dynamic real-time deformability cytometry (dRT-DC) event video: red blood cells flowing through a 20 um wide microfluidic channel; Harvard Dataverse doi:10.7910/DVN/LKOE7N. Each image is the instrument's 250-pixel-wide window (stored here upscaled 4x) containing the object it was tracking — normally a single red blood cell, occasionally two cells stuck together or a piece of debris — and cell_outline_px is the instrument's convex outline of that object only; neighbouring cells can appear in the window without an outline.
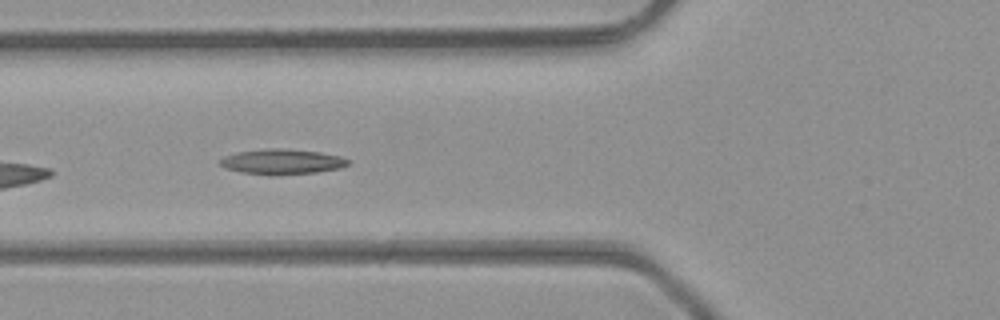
{"species": "common noctule bat (a hibernating species)", "species_latin": "Nyctalus noctula", "temperature_condition": "room temperature", "stored_images_in_passage": 36, "camera_frame_rate_fps": 3000, "um_per_image_px": 0.085, "animal": {"sex": "male", "body_mass_g": 23.1, "forearm_length_mm": 52.7}, "frame": {"image": 1, "passage_image": 5, "time_ms": 1.333, "image_size_px": [1000, 320], "cell_outline_px": [[348, 164], [340, 168], [316, 172], [272, 176], [240, 172], [224, 168], [220, 164], [220, 160], [224, 156], [236, 152], [268, 148], [288, 148], [320, 152], [340, 156], [348, 160]], "centroid_in_image_um": [23.93, 13.74], "position_along_channel_um": 101.9, "area_um2": 19.02}}
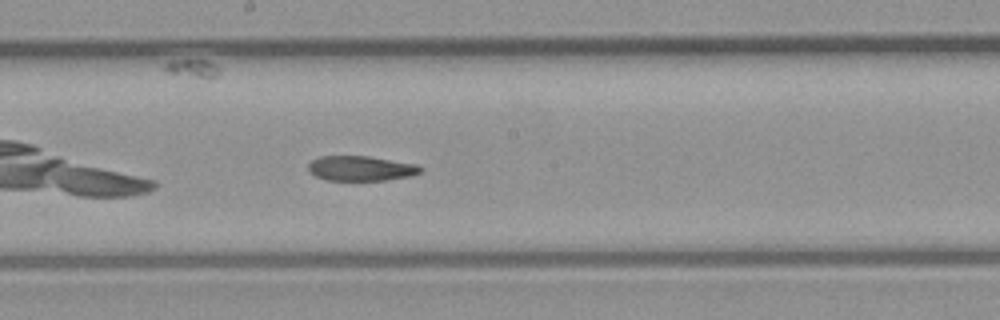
{"frame": {"image": 2, "passage_image": 13, "time_ms": 4.0, "image_size_px": [1000, 320], "cell_outline_px": [[424, 168], [420, 172], [412, 176], [384, 180], [328, 180], [316, 176], [308, 168], [308, 164], [312, 160], [320, 156], [368, 156], [416, 164]], "centroid_in_image_um": [30.7, 14.31], "position_along_channel_um": 217.5, "area_um2": 16.18}}
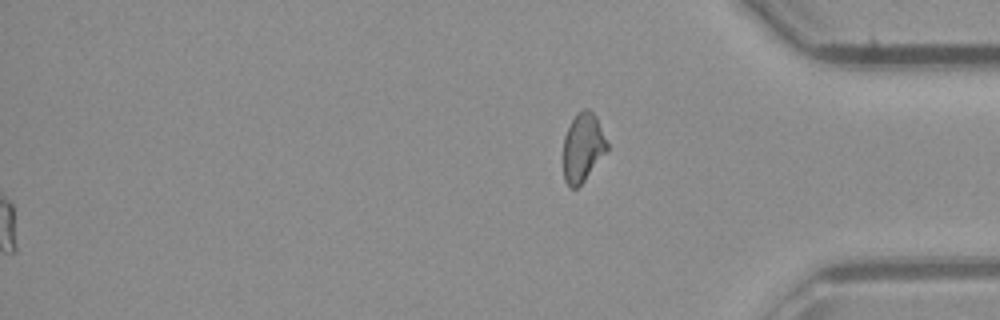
{"frame": {"image": 3, "passage_image": 36, "time_ms": 11.667, "image_size_px": [1000, 320], "cell_outline_px": [[608, 148], [584, 180], [576, 188], [568, 188], [564, 180], [564, 136], [572, 120], [584, 108], [588, 108], [596, 116], [608, 144]], "centroid_in_image_um": [49.53, 12.54], "position_along_channel_um": 385.7, "area_um2": 17.11}, "authors_computed_cell_mechanics": {"area_um2": 17.5423, "velocity_mm_per_s": 4.323, "shape_relaxation_time_tau1_ms": null, "shape_relaxation_time_tau2_ms": 3.3641, "deformation_change_tau1": null, "deformation_change_tau2": 0.0874}}